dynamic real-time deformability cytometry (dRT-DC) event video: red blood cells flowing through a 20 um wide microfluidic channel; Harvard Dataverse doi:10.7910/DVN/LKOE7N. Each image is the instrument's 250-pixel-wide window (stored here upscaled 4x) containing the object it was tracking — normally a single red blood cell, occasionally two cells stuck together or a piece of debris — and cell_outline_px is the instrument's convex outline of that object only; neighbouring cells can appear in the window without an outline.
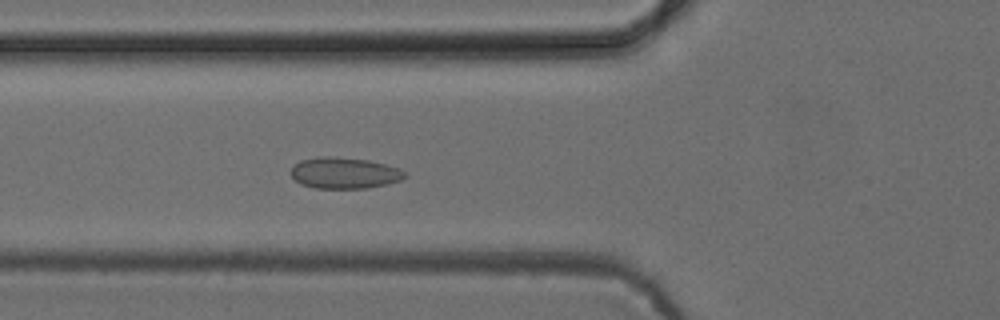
{"species": "common noctule bat (a hibernating species)", "species_latin": "Nyctalus noctula", "temperature_condition": "cold", "stored_images_in_passage": 32, "camera_frame_rate_fps": 3000, "um_per_image_px": 0.085, "animal": {"sex": "female", "body_mass_g": 24.6, "forearm_length_mm": 56.2}, "frame": {"image": 1, "passage_image": 4, "time_ms": 1.0, "image_size_px": [1000, 320], "cell_outline_px": [[408, 176], [400, 180], [388, 184], [364, 188], [316, 188], [300, 184], [288, 172], [292, 164], [300, 160], [316, 156], [332, 156], [368, 160], [400, 168], [408, 172]], "centroid_in_image_um": [29.25, 14.69], "position_along_channel_um": 96.6, "area_um2": 21.1}}
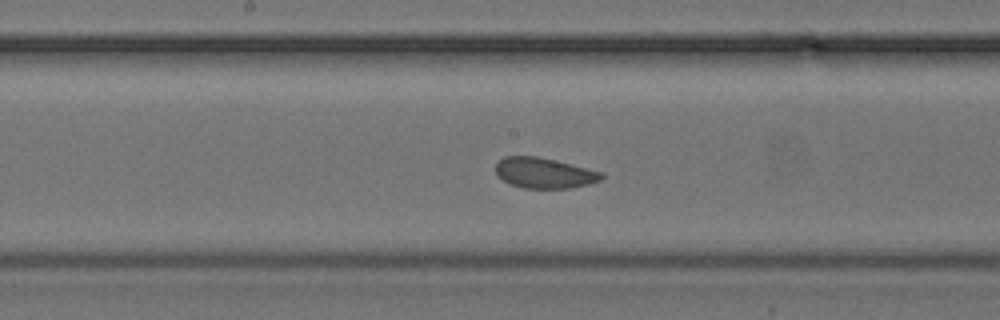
{"frame": {"image": 2, "passage_image": 12, "time_ms": 3.667, "image_size_px": [1000, 320], "cell_outline_px": [[604, 176], [600, 180], [588, 184], [572, 188], [524, 188], [512, 184], [496, 176], [496, 164], [504, 156], [536, 156], [604, 172]], "centroid_in_image_um": [46.26, 14.7], "position_along_channel_um": 201.9, "area_um2": 18.67}}
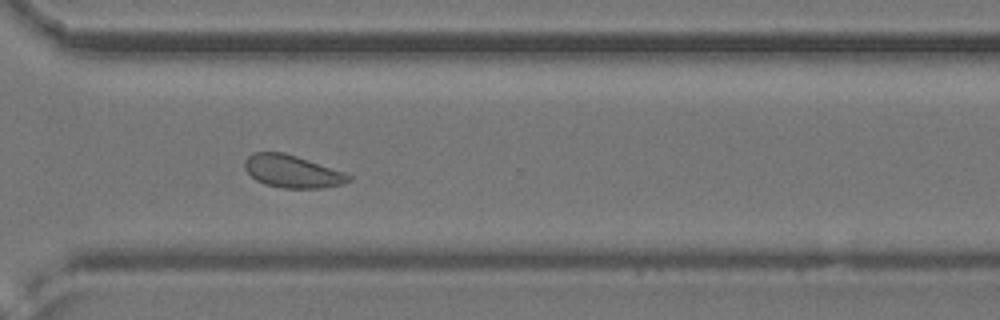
{"frame": {"image": 3, "passage_image": 23, "time_ms": 7.333, "image_size_px": [1000, 320], "cell_outline_px": [[352, 180], [344, 184], [320, 188], [284, 188], [264, 184], [256, 180], [244, 168], [244, 160], [252, 152], [284, 152], [344, 172], [352, 176]], "centroid_in_image_um": [24.84, 14.57], "position_along_channel_um": 345.8, "area_um2": 19.71}}